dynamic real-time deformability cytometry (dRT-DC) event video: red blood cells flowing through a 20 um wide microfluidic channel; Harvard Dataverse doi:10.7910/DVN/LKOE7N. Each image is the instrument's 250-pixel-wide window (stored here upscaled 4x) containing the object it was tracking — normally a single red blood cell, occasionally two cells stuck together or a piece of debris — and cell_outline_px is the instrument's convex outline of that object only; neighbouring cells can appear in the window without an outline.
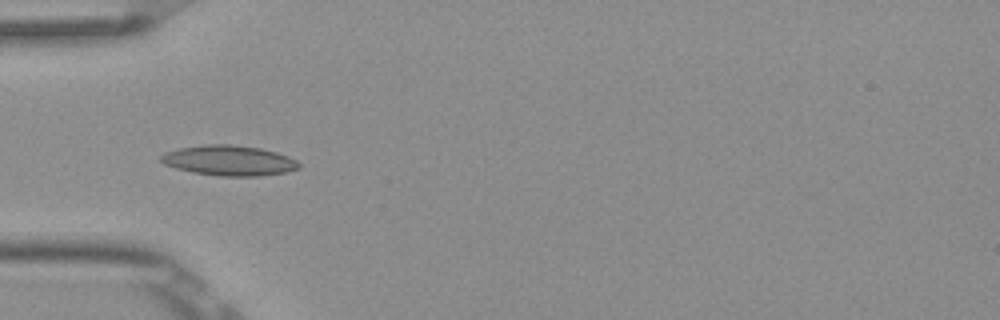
{"species": "Egyptian fruit bat (a non-hibernating species)", "species_latin": "Rousettus aegyptiacus", "temperature_condition": "room temperature", "stored_images_in_passage": 5, "camera_frame_rate_fps": 3000, "um_per_image_px": 0.085, "frame": {"image": 1, "passage_image": 2, "time_ms": 0.333, "image_size_px": [1000, 320], "cell_outline_px": [[300, 168], [284, 172], [260, 176], [220, 176], [192, 172], [176, 168], [164, 164], [160, 160], [160, 156], [164, 152], [180, 148], [204, 144], [232, 144], [260, 148], [276, 152], [288, 156], [296, 160], [300, 164]], "centroid_in_image_um": [19.46, 13.64], "position_along_channel_um": 65.5, "area_um2": 24.33}}
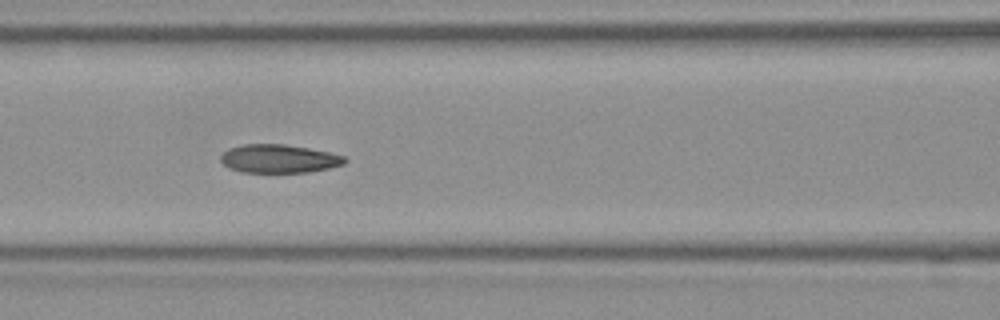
{"frame": {"image": 2, "passage_image": 4, "time_ms": 1.0, "image_size_px": [1000, 320], "cell_outline_px": [[348, 160], [344, 164], [328, 168], [308, 172], [244, 172], [228, 168], [220, 160], [220, 156], [228, 148], [244, 144], [284, 144], [308, 148], [328, 152], [344, 156]], "centroid_in_image_um": [23.69, 13.48], "position_along_channel_um": 142.9, "area_um2": 20.46}}
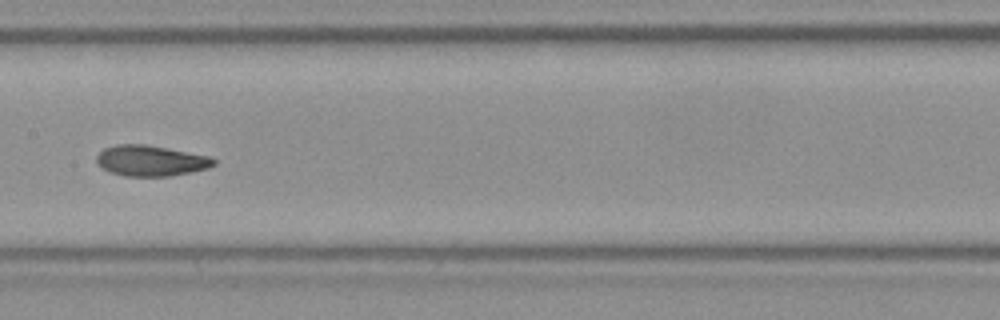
{"frame": {"image": 3, "passage_image": 5, "time_ms": 1.333, "image_size_px": [1000, 320], "cell_outline_px": [[216, 164], [208, 168], [168, 176], [124, 176], [100, 168], [96, 164], [96, 156], [104, 148], [116, 144], [144, 144], [168, 148], [212, 156], [216, 160]], "centroid_in_image_um": [12.8, 13.65], "position_along_channel_um": 194.6, "area_um2": 21.1}}